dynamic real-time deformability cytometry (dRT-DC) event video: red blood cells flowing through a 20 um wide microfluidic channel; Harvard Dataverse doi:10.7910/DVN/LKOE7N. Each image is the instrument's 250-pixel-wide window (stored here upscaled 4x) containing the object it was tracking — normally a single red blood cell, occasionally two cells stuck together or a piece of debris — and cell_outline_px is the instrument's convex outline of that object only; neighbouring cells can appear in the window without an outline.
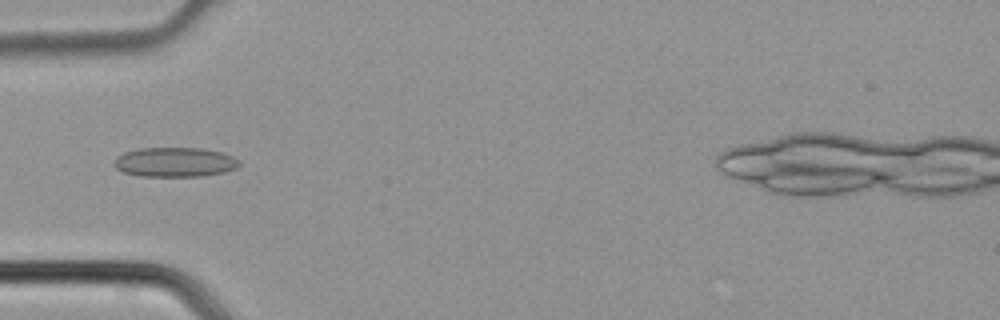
{"species": "common noctule bat (a hibernating species)", "species_latin": "Nyctalus noctula", "temperature_condition": "cold", "stored_images_in_passage": 3, "camera_frame_rate_fps": 3000, "um_per_image_px": 0.085, "animal": {"sex": "male", "body_mass_g": 21.5, "forearm_length_mm": 52.0}, "frame": {"image": 1, "passage_image": 3, "time_ms": 0.667, "image_size_px": [1000, 320], "cell_outline_px": [[240, 164], [236, 168], [224, 172], [200, 176], [140, 176], [124, 172], [116, 168], [112, 164], [116, 156], [124, 152], [140, 148], [200, 148], [220, 152], [232, 156], [240, 160]], "centroid_in_image_um": [14.83, 13.78], "position_along_channel_um": 70.2, "area_um2": 21.56}}